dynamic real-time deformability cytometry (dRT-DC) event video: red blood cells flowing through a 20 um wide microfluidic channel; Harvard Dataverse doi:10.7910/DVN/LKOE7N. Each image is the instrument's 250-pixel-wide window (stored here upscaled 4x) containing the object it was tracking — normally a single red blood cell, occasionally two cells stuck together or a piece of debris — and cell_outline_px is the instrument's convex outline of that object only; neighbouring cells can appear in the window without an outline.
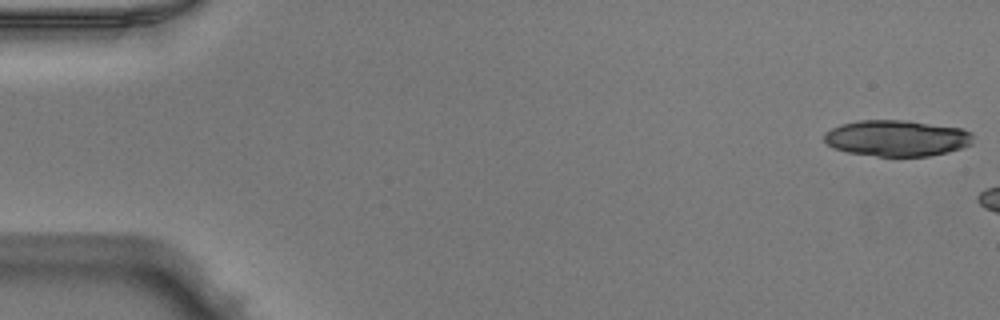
{"species": "Egyptian fruit bat (a non-hibernating species)", "species_latin": "Rousettus aegyptiacus", "temperature_condition": "warm", "stored_images_in_passage": 5, "camera_frame_rate_fps": 3000, "um_per_image_px": 0.085, "animal": {"sex": "male"}, "frame": {"image": 1, "passage_image": 1, "time_ms": 0.0, "image_size_px": [1000, 320], "cell_outline_px": [[972, 144], [948, 152], [928, 156], [876, 156], [848, 152], [832, 148], [824, 140], [824, 132], [840, 124], [856, 120], [904, 120], [960, 128], [972, 132]], "centroid_in_image_um": [76.19, 11.74], "position_along_channel_um": 8.8, "area_um2": 31.39}}